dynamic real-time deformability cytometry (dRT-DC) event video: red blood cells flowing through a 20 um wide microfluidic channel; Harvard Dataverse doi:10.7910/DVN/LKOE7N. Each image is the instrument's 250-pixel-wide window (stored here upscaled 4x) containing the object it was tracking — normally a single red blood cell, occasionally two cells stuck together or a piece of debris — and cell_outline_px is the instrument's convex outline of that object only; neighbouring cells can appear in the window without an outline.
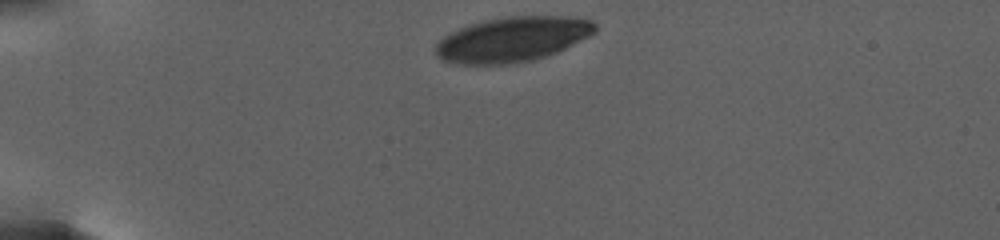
{"species": "human", "species_latin": "Homo sapiens", "temperature_condition": "warm", "stored_images_in_passage": 37, "camera_frame_rate_fps": 3000, "um_per_image_px": 0.085, "donor": {"sex": "female"}, "frame": {"image": 1, "passage_image": 1, "time_ms": 0.0, "image_size_px": [1000, 240], "cell_outline_px": [[596, 32], [556, 52], [544, 56], [528, 60], [504, 64], [456, 64], [440, 60], [436, 56], [436, 44], [448, 32], [468, 24], [484, 20], [508, 16], [568, 16], [592, 20], [596, 24]], "centroid_in_image_um": [43.51, 3.33], "position_along_channel_um": 41.5, "area_um2": 41.62}}
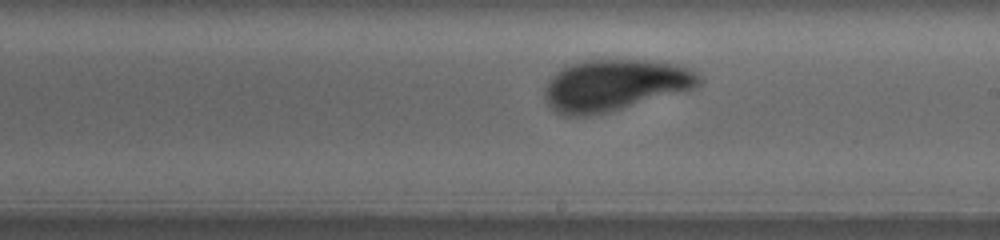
{"frame": {"image": 2, "passage_image": 22, "time_ms": 9.667, "image_size_px": [1000, 240], "cell_outline_px": [[700, 84], [692, 88], [608, 112], [588, 116], [560, 116], [548, 104], [544, 96], [544, 84], [564, 64], [584, 60], [644, 60], [676, 64], [688, 68], [696, 72], [700, 76]], "centroid_in_image_um": [52.15, 7.23], "position_along_channel_um": 236.8, "area_um2": 46.12}}
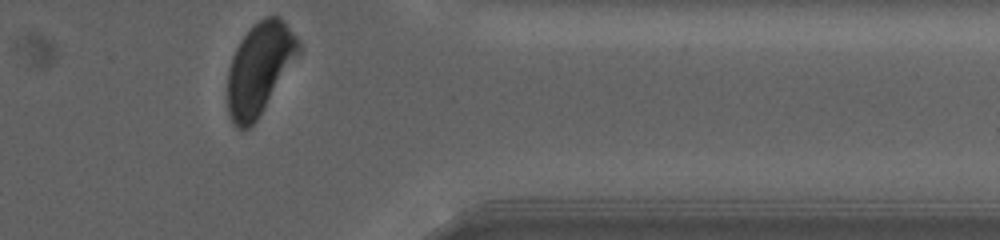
{"frame": {"image": 3, "passage_image": 37, "time_ms": 16.0, "image_size_px": [1000, 240], "cell_outline_px": [[300, 52], [256, 120], [248, 128], [236, 128], [232, 124], [228, 112], [228, 68], [232, 56], [240, 40], [252, 24], [264, 16], [280, 16], [284, 20], [296, 36], [300, 44]], "centroid_in_image_um": [22.04, 5.78], "position_along_channel_um": 389.4, "area_um2": 37.63}, "authors_computed_cell_mechanics": {"area_um2": 45.7198, "velocity_mm_per_s": 2.5519, "shape_relaxation_time_tau1_ms": 4.321, "shape_relaxation_time_tau2_ms": 1.1926, "deformation_change_tau1": 0.1475, "deformation_change_tau2": 0.0682}}